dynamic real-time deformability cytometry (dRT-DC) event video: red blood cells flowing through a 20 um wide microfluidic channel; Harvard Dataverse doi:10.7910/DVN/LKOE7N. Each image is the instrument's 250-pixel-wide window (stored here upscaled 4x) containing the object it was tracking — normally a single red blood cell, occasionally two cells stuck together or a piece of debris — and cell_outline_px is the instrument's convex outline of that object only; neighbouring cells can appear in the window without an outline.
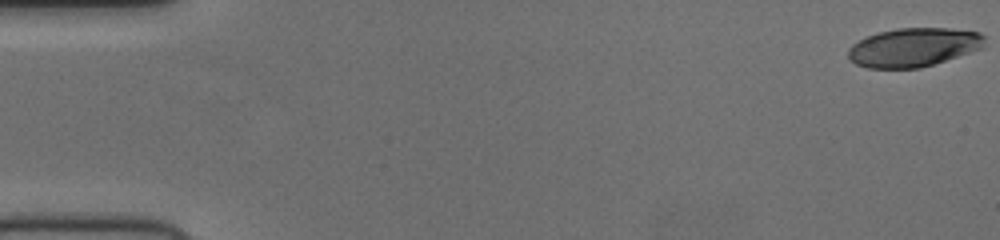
{"species": "human", "species_latin": "Homo sapiens", "temperature_condition": "cold", "stored_images_in_passage": 53, "camera_frame_rate_fps": 3000, "um_per_image_px": 0.085, "donor": {"sex": "female"}, "frame": {"image": 1, "passage_image": 1, "time_ms": 0.0, "image_size_px": [1000, 240], "cell_outline_px": [[984, 48], [920, 68], [868, 68], [856, 64], [848, 60], [848, 48], [852, 44], [864, 36], [896, 28], [948, 28], [980, 32], [984, 36]], "centroid_in_image_um": [77.62, 4.02], "position_along_channel_um": 7.4, "area_um2": 31.04}}
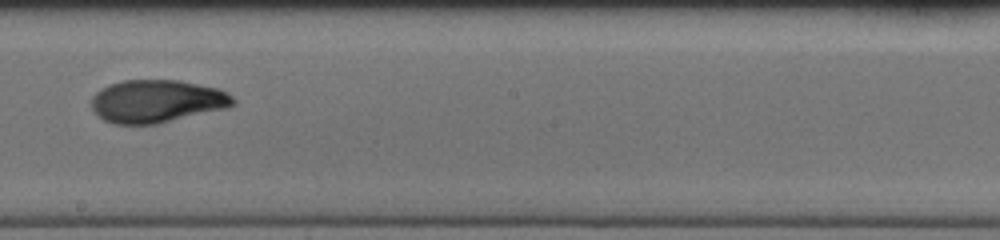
{"frame": {"image": 2, "passage_image": 31, "time_ms": 10.0, "image_size_px": [1000, 240], "cell_outline_px": [[236, 104], [228, 108], [156, 124], [116, 124], [104, 120], [92, 112], [92, 96], [100, 88], [108, 84], [124, 80], [180, 80], [220, 88], [228, 92], [236, 100]], "centroid_in_image_um": [13.35, 8.6], "position_along_channel_um": 234.9, "area_um2": 35.78}}
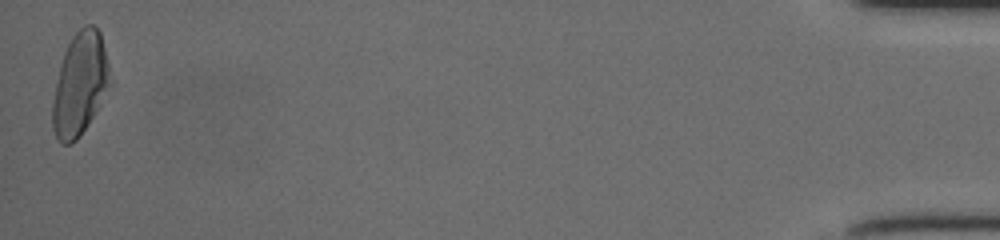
{"frame": {"image": 3, "passage_image": 53, "time_ms": 17.333, "image_size_px": [1000, 240], "cell_outline_px": [[112, 84], [92, 116], [76, 140], [72, 144], [60, 144], [52, 128], [52, 104], [60, 64], [64, 52], [72, 36], [84, 24], [92, 24], [100, 32], [108, 64]], "centroid_in_image_um": [6.79, 7.14], "position_along_channel_um": 428.4, "area_um2": 34.1}}